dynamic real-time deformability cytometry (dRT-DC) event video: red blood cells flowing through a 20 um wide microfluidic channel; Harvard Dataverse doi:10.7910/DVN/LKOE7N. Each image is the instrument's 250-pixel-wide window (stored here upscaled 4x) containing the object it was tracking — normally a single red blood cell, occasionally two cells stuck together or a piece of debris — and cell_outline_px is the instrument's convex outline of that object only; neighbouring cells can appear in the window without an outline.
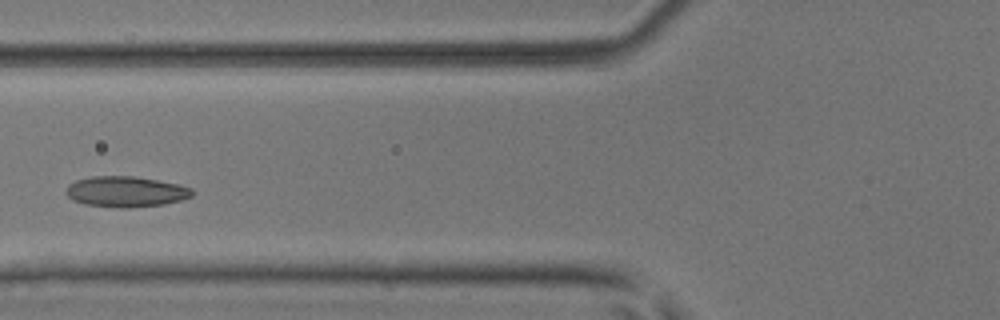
{"species": "common noctule bat (a hibernating species)", "species_latin": "Nyctalus noctula", "temperature_condition": "room temperature", "stored_images_in_passage": 4, "camera_frame_rate_fps": 3000, "um_per_image_px": 0.085, "animal": {"sex": "male", "body_mass_g": 17.9, "forearm_length_mm": 54.2}, "frame": {"image": 1, "passage_image": 3, "time_ms": 0.667, "image_size_px": [1000, 320], "cell_outline_px": [[192, 196], [180, 200], [164, 204], [128, 208], [116, 208], [84, 204], [72, 200], [64, 192], [68, 184], [76, 180], [92, 176], [136, 176], [180, 184], [192, 188]], "centroid_in_image_um": [10.67, 16.29], "position_along_channel_um": 115.1, "area_um2": 22.77}}
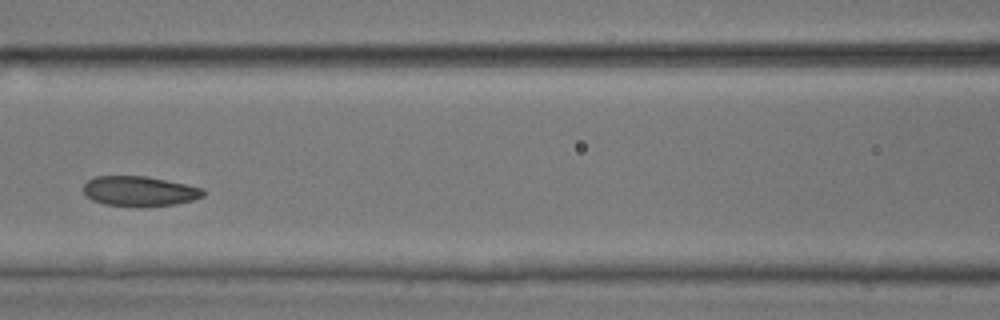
{"frame": {"image": 2, "passage_image": 4, "time_ms": 1.0, "image_size_px": [1000, 320], "cell_outline_px": [[204, 196], [192, 200], [176, 204], [104, 204], [92, 200], [84, 192], [84, 184], [88, 180], [96, 176], [144, 176], [204, 188]], "centroid_in_image_um": [11.85, 16.21], "position_along_channel_um": 154.7, "area_um2": 20.0}}